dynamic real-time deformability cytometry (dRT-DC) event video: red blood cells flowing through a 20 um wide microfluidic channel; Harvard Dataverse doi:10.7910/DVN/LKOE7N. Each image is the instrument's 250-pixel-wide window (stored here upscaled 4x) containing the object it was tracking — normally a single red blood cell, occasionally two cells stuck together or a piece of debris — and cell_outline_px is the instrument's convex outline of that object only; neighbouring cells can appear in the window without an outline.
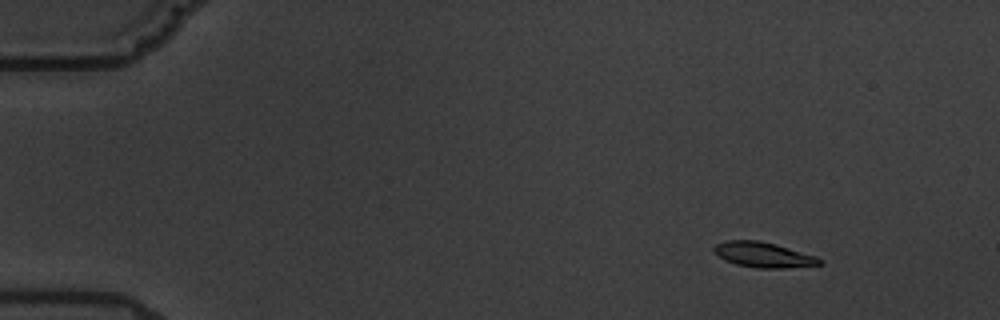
{"species": "common noctule bat (a hibernating species)", "species_latin": "Nyctalus noctula", "temperature_condition": "warm", "stored_images_in_passage": 12, "camera_frame_rate_fps": 3000, "um_per_image_px": 0.085, "animal": {"sex": "male", "body_mass_g": 19.5, "forearm_length_mm": 54.6}, "frame": {"image": 1, "passage_image": 3, "time_ms": 2.333, "image_size_px": [1000, 320], "cell_outline_px": [[824, 264], [784, 268], [756, 268], [736, 264], [724, 260], [712, 248], [716, 244], [728, 240], [756, 240], [776, 244], [816, 256], [824, 260]], "centroid_in_image_um": [64.92, 21.66], "position_along_channel_um": 20.1, "area_um2": 15.49}}
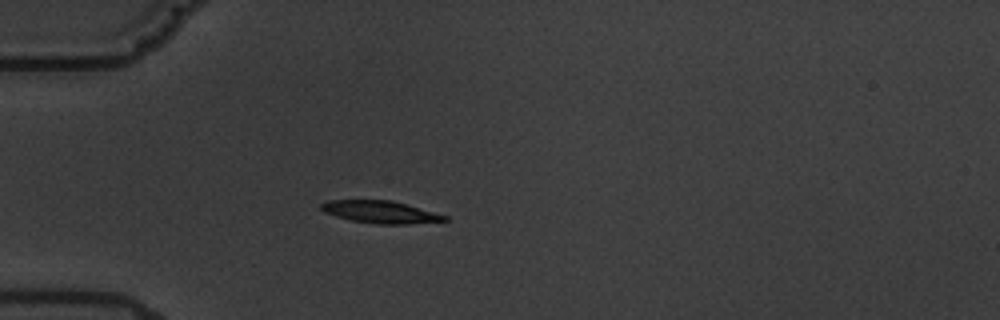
{"frame": {"image": 2, "passage_image": 6, "time_ms": 6.0, "image_size_px": [1000, 320], "cell_outline_px": [[448, 220], [408, 224], [376, 224], [352, 220], [336, 216], [324, 212], [320, 208], [320, 204], [328, 200], [392, 200], [448, 216]], "centroid_in_image_um": [32.32, 18.01], "position_along_channel_um": 52.7, "area_um2": 15.95}}